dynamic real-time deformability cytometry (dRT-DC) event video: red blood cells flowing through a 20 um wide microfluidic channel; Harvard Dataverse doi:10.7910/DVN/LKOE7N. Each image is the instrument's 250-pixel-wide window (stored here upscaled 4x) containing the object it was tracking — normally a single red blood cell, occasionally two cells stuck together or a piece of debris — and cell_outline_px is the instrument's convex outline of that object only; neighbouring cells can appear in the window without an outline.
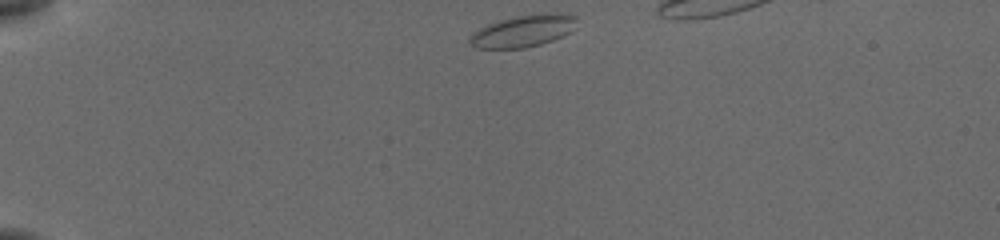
{"species": "common noctule bat (a hibernating species)", "species_latin": "Nyctalus noctula", "temperature_condition": "cold", "stored_images_in_passage": 37, "camera_frame_rate_fps": 3000, "um_per_image_px": 0.085, "animal": {"sex": "female", "body_mass_g": 19.5, "forearm_length_mm": 54.1}, "frame": {"image": 1, "passage_image": 1, "time_ms": 0.0, "image_size_px": [1000, 240], "cell_outline_px": [[572, 16], [568, 32], [552, 40], [540, 44], [524, 48], [480, 48], [472, 44], [472, 36], [480, 28], [488, 24], [500, 20], [516, 16]], "centroid_in_image_um": [44.3, 2.7], "position_along_channel_um": 40.7, "area_um2": 17.92}}
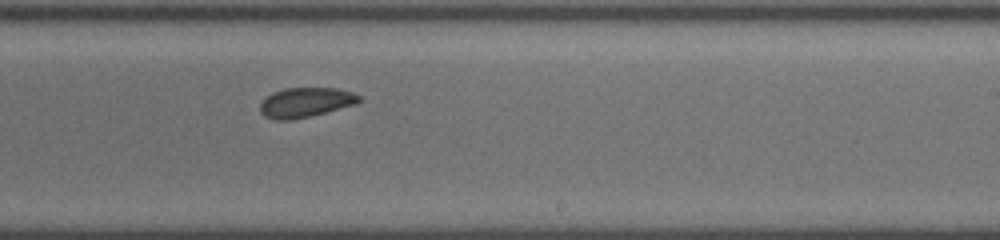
{"frame": {"image": 2, "passage_image": 23, "time_ms": 7.333, "image_size_px": [1000, 240], "cell_outline_px": [[360, 100], [356, 104], [292, 120], [272, 120], [264, 116], [260, 112], [260, 104], [272, 92], [284, 88], [336, 88], [352, 92], [360, 96]], "centroid_in_image_um": [25.94, 8.7], "position_along_channel_um": 263.1, "area_um2": 16.99}}
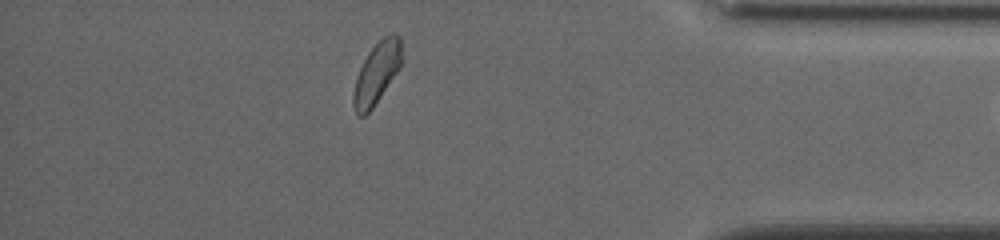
{"frame": {"image": 3, "passage_image": 36, "time_ms": 11.667, "image_size_px": [1000, 240], "cell_outline_px": [[400, 68], [372, 108], [364, 116], [356, 116], [352, 104], [352, 96], [356, 76], [368, 52], [384, 36], [392, 32], [396, 32], [400, 36]], "centroid_in_image_um": [31.99, 6.23], "position_along_channel_um": 403.2, "area_um2": 17.17}}